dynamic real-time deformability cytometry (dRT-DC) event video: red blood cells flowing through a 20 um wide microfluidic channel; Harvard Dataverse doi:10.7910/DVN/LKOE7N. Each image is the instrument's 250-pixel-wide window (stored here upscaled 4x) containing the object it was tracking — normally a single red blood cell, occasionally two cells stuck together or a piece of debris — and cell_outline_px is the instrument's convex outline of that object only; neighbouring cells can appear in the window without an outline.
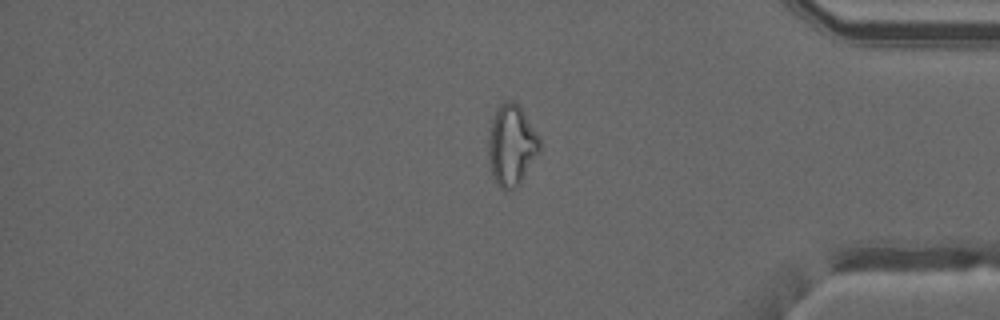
{"species": "common noctule bat (a hibernating species)", "species_latin": "Nyctalus noctula", "temperature_condition": "warm", "stored_images_in_passage": 31, "camera_frame_rate_fps": 3000, "um_per_image_px": 0.085, "animal": {"sex": "male", "forearm_length_mm": 52.5}, "frame": {"image": 1, "passage_image": 27, "time_ms": 8.667, "image_size_px": [1000, 320], "cell_outline_px": [[540, 152], [520, 184], [516, 188], [500, 188], [496, 184], [488, 160], [488, 136], [492, 120], [500, 104], [508, 100], [516, 100], [520, 104], [540, 136]], "centroid_in_image_um": [43.51, 12.31], "position_along_channel_um": 391.7, "area_um2": 24.57}}